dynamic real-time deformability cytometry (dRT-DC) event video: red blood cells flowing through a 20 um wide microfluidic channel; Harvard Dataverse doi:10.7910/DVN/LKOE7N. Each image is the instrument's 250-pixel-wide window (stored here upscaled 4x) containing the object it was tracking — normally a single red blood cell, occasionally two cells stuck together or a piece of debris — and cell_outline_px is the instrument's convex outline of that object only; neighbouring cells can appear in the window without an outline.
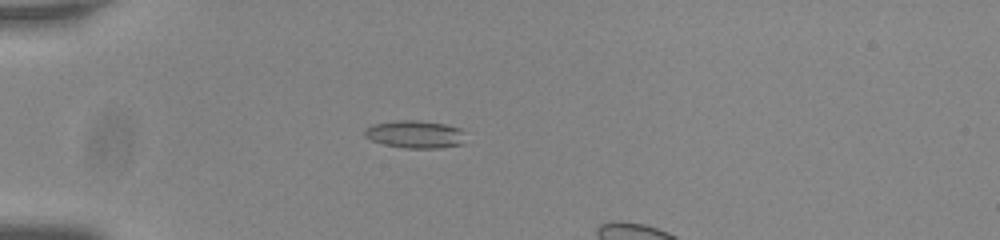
{"species": "common noctule bat (a hibernating species)", "species_latin": "Nyctalus noctula", "temperature_condition": "room temperature", "stored_images_in_passage": 7, "camera_frame_rate_fps": 3000, "um_per_image_px": 0.085, "animal": {"sex": "male", "body_mass_g": 20.0, "forearm_length_mm": 53.3}, "frame": {"image": 1, "passage_image": 1, "time_ms": 0.0, "image_size_px": [1000, 240], "cell_outline_px": [[464, 144], [440, 148], [404, 148], [384, 144], [372, 140], [364, 136], [364, 128], [372, 124], [396, 120], [416, 120], [444, 124], [460, 128]], "centroid_in_image_um": [35.23, 11.41], "position_along_channel_um": 49.8, "area_um2": 16.24}}